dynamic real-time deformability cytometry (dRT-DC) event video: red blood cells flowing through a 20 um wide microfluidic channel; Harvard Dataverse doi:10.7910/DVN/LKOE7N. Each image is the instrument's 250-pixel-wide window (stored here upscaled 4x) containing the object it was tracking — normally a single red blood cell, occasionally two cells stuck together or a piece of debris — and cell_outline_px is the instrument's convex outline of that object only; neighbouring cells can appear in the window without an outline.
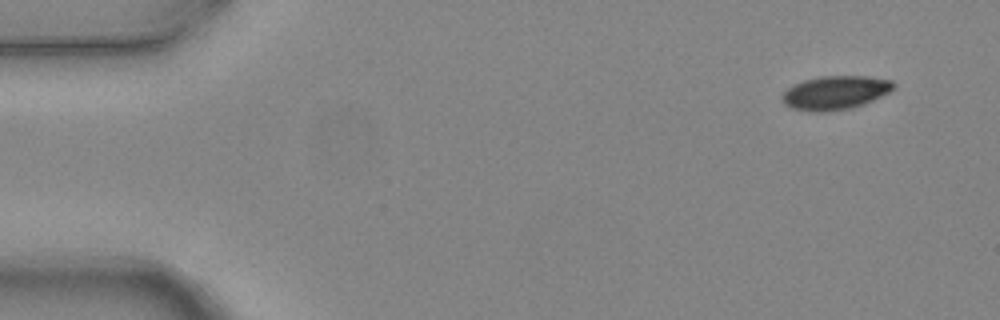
{"species": "common noctule bat (a hibernating species)", "species_latin": "Nyctalus noctula", "temperature_condition": "warm", "stored_images_in_passage": 5, "camera_frame_rate_fps": 3000, "um_per_image_px": 0.085, "animal": {"sex": "female", "body_mass_g": 24.6, "forearm_length_mm": 56.2}, "frame": {"image": 1, "passage_image": 1, "time_ms": 0.0, "image_size_px": [1000, 320], "cell_outline_px": [[896, 88], [872, 100], [852, 108], [820, 112], [816, 112], [792, 108], [784, 104], [780, 96], [788, 88], [804, 80], [820, 76], [868, 76], [892, 80], [896, 84]], "centroid_in_image_um": [71.01, 7.87], "position_along_channel_um": 14.0, "area_um2": 21.79}}
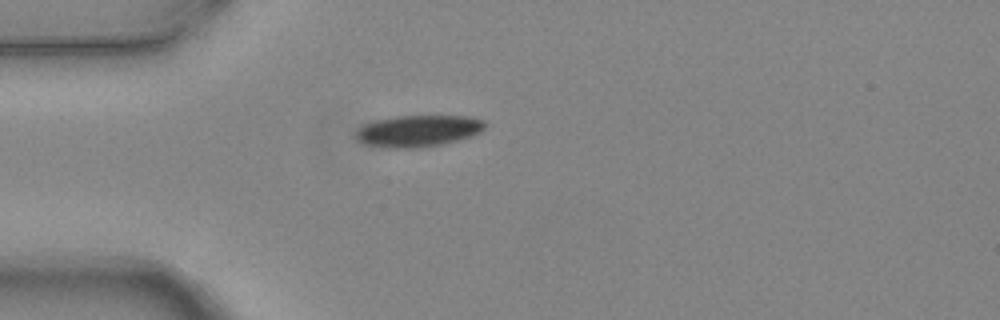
{"frame": {"image": 2, "passage_image": 4, "time_ms": 1.0, "image_size_px": [1000, 320], "cell_outline_px": [[484, 128], [480, 132], [472, 136], [444, 144], [416, 148], [388, 148], [364, 144], [356, 140], [352, 132], [356, 128], [364, 124], [376, 120], [396, 116], [468, 116], [484, 120]], "centroid_in_image_um": [35.47, 11.13], "position_along_channel_um": 49.5, "area_um2": 24.1}}